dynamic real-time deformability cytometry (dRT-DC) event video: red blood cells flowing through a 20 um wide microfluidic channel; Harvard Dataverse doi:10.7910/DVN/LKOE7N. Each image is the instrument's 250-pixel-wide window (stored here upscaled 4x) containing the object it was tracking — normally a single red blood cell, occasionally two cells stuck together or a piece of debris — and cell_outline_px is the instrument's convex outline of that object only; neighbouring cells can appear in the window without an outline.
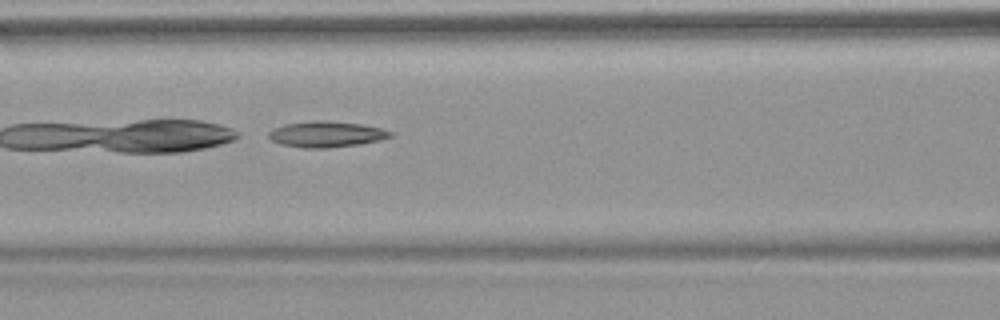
{"species": "common noctule bat (a hibernating species)", "species_latin": "Nyctalus noctula", "temperature_condition": "warm", "stored_images_in_passage": 7, "camera_frame_rate_fps": 3000, "um_per_image_px": 0.085, "animal": {"sex": "female", "body_mass_g": 18.4}, "frame": {"image": 1, "passage_image": 7, "time_ms": 7.0, "image_size_px": [1000, 320], "cell_outline_px": [[392, 136], [380, 140], [360, 144], [328, 148], [304, 148], [280, 144], [272, 140], [268, 136], [268, 132], [272, 128], [284, 124], [312, 120], [324, 120], [360, 124], [380, 128], [392, 132]], "centroid_in_image_um": [27.7, 11.41], "position_along_channel_um": 138.9, "area_um2": 18.44}}